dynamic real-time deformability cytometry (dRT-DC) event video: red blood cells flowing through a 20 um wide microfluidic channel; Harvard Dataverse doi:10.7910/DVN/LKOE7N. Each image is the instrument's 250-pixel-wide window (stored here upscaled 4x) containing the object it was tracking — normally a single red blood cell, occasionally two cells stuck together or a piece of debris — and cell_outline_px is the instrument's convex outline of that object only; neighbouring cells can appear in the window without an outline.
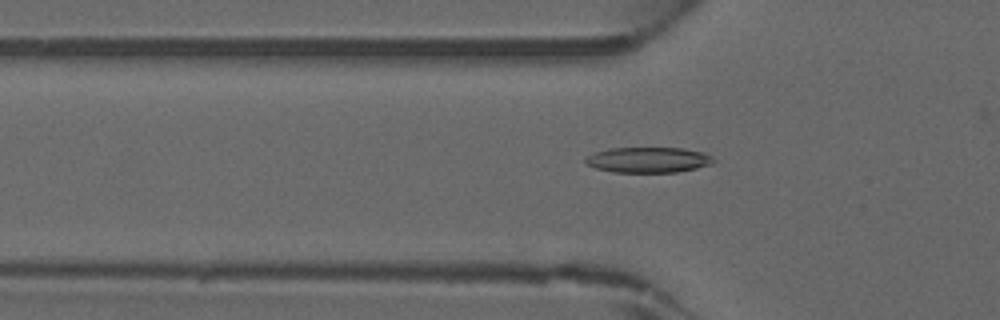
{"species": "common noctule bat (a hibernating species)", "species_latin": "Nyctalus noctula", "temperature_condition": "warm", "stored_images_in_passage": 43, "camera_frame_rate_fps": 3000, "um_per_image_px": 0.085, "animal": {"sex": "male", "forearm_length_mm": 52.5}, "frame": {"image": 1, "passage_image": 14, "time_ms": 4.333, "image_size_px": [1000, 320], "cell_outline_px": [[716, 160], [712, 164], [696, 168], [676, 172], [612, 172], [596, 168], [588, 164], [584, 160], [592, 152], [608, 148], [684, 148], [704, 152], [712, 156]], "centroid_in_image_um": [55.12, 13.58], "position_along_channel_um": 70.7, "area_um2": 19.13}}
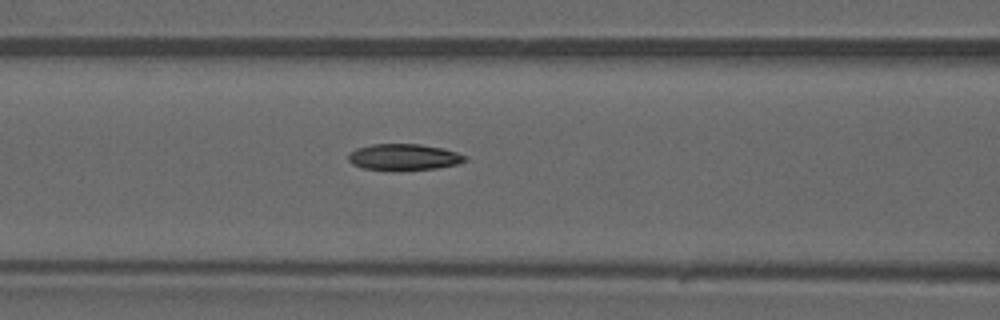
{"frame": {"image": 2, "passage_image": 18, "time_ms": 5.667, "image_size_px": [1000, 320], "cell_outline_px": [[468, 160], [460, 164], [436, 168], [364, 168], [352, 164], [348, 160], [348, 152], [356, 148], [372, 144], [420, 144], [440, 148], [456, 152], [468, 156]], "centroid_in_image_um": [34.35, 13.31], "position_along_channel_um": 132.3, "area_um2": 17.34}}
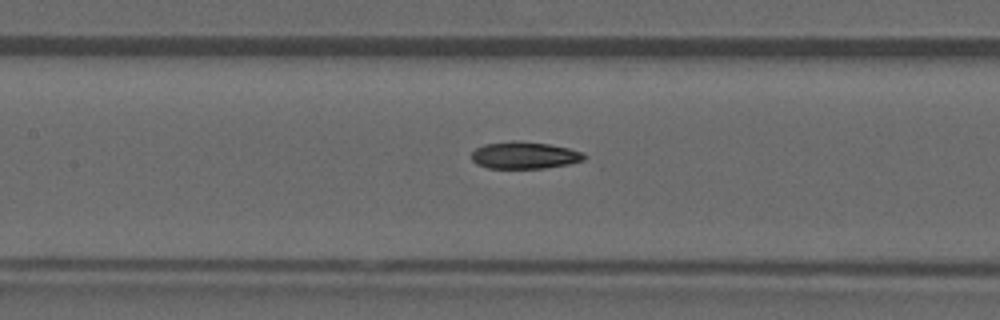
{"frame": {"image": 3, "passage_image": 20, "time_ms": 6.333, "image_size_px": [1000, 320], "cell_outline_px": [[588, 156], [584, 160], [568, 164], [544, 168], [488, 168], [476, 164], [472, 160], [472, 152], [476, 148], [484, 144], [512, 140], [520, 140], [548, 144], [568, 148], [584, 152]], "centroid_in_image_um": [44.59, 13.19], "position_along_channel_um": 162.8, "area_um2": 17.92}}